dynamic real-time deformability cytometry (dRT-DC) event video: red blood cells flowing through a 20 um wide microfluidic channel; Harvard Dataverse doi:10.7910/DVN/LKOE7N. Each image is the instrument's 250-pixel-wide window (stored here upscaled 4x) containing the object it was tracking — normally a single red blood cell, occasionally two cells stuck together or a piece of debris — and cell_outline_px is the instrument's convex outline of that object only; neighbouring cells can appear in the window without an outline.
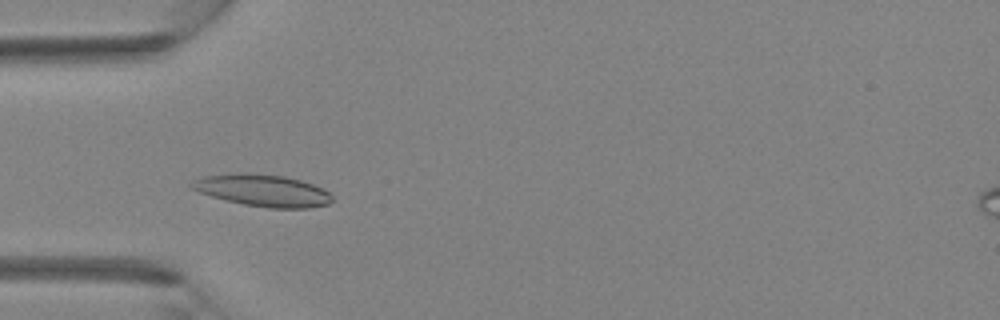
{"species": "Egyptian fruit bat (a non-hibernating species)", "species_latin": "Rousettus aegyptiacus", "temperature_condition": "room temperature", "stored_images_in_passage": 4, "camera_frame_rate_fps": 3000, "um_per_image_px": 0.085, "animal": {"sex": "female"}, "frame": {"image": 1, "passage_image": 3, "time_ms": 0.667, "image_size_px": [1000, 320], "cell_outline_px": [[332, 200], [328, 204], [308, 208], [268, 208], [244, 204], [212, 196], [200, 192], [192, 188], [188, 184], [192, 180], [204, 176], [240, 172], [244, 172], [284, 176], [300, 180], [324, 188], [332, 196]], "centroid_in_image_um": [22.33, 16.18], "position_along_channel_um": 62.7, "area_um2": 26.07}}
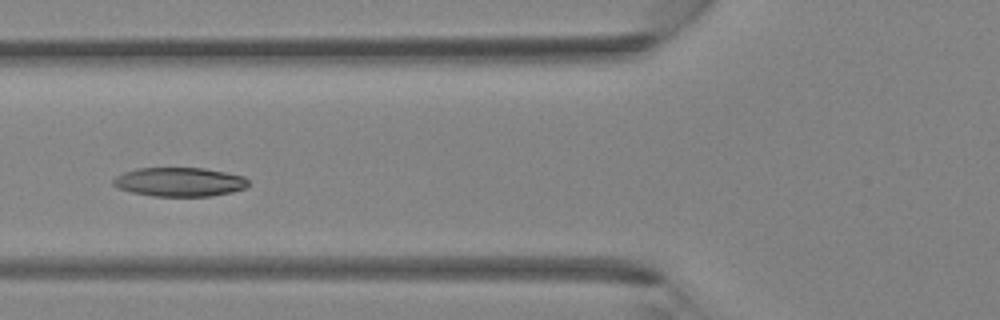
{"frame": {"image": 2, "passage_image": 4, "time_ms": 1.0, "image_size_px": [1000, 320], "cell_outline_px": [[248, 184], [244, 188], [232, 192], [212, 196], [152, 196], [132, 192], [116, 188], [112, 184], [112, 180], [116, 176], [124, 172], [136, 168], [204, 168], [244, 176], [248, 180]], "centroid_in_image_um": [15.22, 15.46], "position_along_channel_um": 110.6, "area_um2": 22.89}}